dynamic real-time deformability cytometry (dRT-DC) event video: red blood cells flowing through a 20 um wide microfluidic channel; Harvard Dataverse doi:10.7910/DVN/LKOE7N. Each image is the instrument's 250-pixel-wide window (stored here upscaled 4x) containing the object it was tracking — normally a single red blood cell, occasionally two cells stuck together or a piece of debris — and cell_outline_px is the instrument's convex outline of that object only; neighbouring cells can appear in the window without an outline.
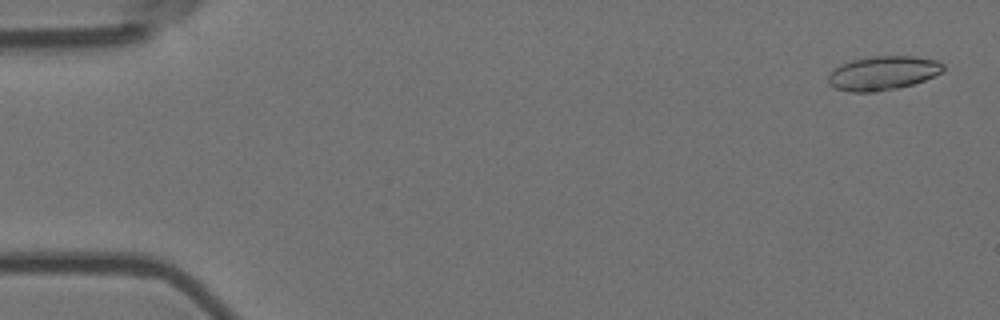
{"species": "Egyptian fruit bat (a non-hibernating species)", "species_latin": "Rousettus aegyptiacus", "temperature_condition": "room temperature", "stored_images_in_passage": 3, "camera_frame_rate_fps": 3000, "um_per_image_px": 0.085, "animal": {"sex": "female"}, "frame": {"image": 1, "passage_image": 1, "time_ms": 0.0, "image_size_px": [1000, 320], "cell_outline_px": [[944, 72], [924, 80], [912, 84], [896, 88], [876, 92], [848, 92], [836, 88], [828, 84], [828, 72], [840, 64], [852, 60], [872, 56], [916, 56], [936, 60], [944, 64]], "centroid_in_image_um": [75.03, 6.21], "position_along_channel_um": 10.0, "area_um2": 23.0}}